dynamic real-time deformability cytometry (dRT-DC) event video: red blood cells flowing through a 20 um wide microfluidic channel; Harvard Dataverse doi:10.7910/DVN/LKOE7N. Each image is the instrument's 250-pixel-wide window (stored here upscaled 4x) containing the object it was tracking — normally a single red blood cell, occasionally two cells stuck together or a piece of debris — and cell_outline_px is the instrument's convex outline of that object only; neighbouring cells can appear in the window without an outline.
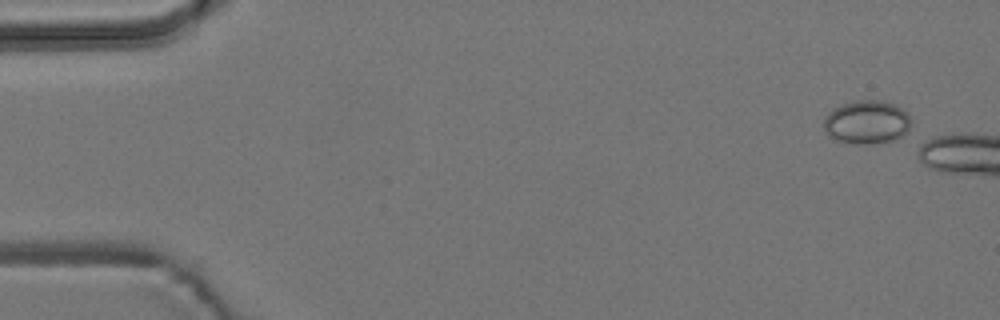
{"species": "common noctule bat (a hibernating species)", "species_latin": "Nyctalus noctula", "temperature_condition": "room temperature", "stored_images_in_passage": 3, "camera_frame_rate_fps": 3000, "um_per_image_px": 0.085, "animal": {"sex": "male", "body_mass_g": 19.2, "forearm_length_mm": 51.8}, "frame": {"image": 1, "passage_image": 1, "time_ms": 0.0, "image_size_px": [1000, 320], "cell_outline_px": [[908, 132], [904, 136], [896, 140], [872, 144], [856, 144], [836, 140], [828, 136], [824, 128], [824, 116], [832, 108], [852, 100], [884, 100], [896, 104], [908, 116]], "centroid_in_image_um": [73.64, 10.38], "position_along_channel_um": 11.4, "area_um2": 22.43}}